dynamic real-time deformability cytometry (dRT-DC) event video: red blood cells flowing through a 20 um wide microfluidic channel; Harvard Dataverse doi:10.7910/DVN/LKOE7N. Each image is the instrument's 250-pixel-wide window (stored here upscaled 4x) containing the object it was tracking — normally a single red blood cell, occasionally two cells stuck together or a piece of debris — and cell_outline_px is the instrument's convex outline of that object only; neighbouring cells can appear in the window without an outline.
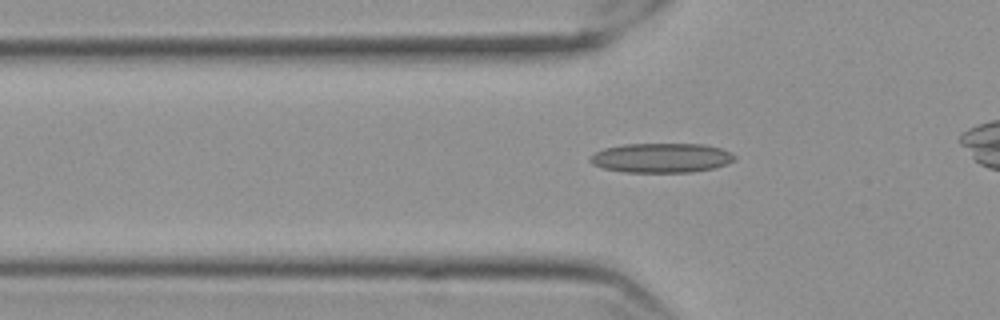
{"species": "Egyptian fruit bat (a non-hibernating species)", "species_latin": "Rousettus aegyptiacus", "temperature_condition": "cold", "stored_images_in_passage": 41, "camera_frame_rate_fps": 3000, "um_per_image_px": 0.085, "frame": {"image": 1, "passage_image": 11, "time_ms": 3.333, "image_size_px": [1000, 320], "cell_outline_px": [[736, 160], [728, 164], [716, 168], [692, 172], [624, 172], [604, 168], [592, 164], [588, 160], [596, 152], [604, 148], [624, 144], [704, 144], [720, 148], [732, 152], [736, 156]], "centroid_in_image_um": [56.27, 13.42], "position_along_channel_um": 69.5, "area_um2": 25.03}}
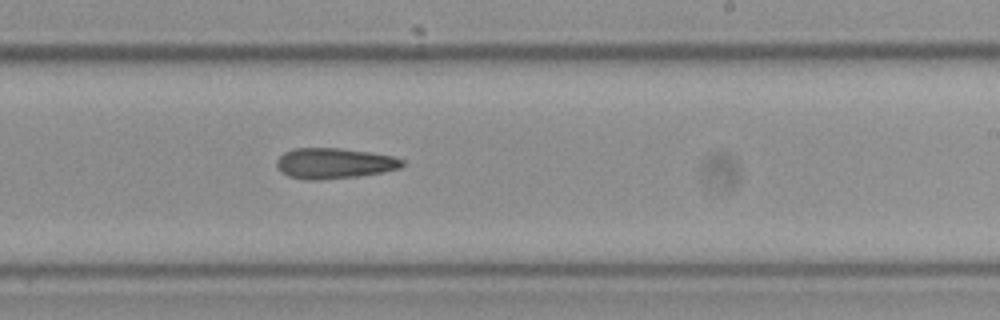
{"frame": {"image": 2, "passage_image": 27, "time_ms": 8.667, "image_size_px": [1000, 320], "cell_outline_px": [[408, 164], [400, 168], [384, 172], [356, 176], [320, 180], [304, 180], [288, 176], [280, 172], [276, 164], [276, 160], [284, 152], [296, 148], [340, 148], [368, 152], [392, 156], [404, 160]], "centroid_in_image_um": [28.41, 13.89], "position_along_channel_um": 260.6, "area_um2": 22.54}}
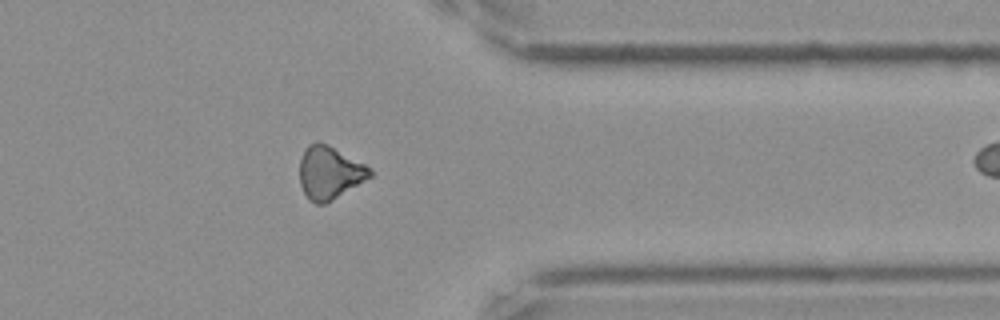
{"frame": {"image": 3, "passage_image": 38, "time_ms": 12.333, "image_size_px": [1000, 320], "cell_outline_px": [[372, 176], [332, 200], [324, 204], [316, 204], [308, 200], [300, 184], [300, 160], [308, 144], [316, 140], [320, 140], [328, 144], [372, 168]], "centroid_in_image_um": [28.0, 14.66], "position_along_channel_um": 383.4, "area_um2": 21.73}}